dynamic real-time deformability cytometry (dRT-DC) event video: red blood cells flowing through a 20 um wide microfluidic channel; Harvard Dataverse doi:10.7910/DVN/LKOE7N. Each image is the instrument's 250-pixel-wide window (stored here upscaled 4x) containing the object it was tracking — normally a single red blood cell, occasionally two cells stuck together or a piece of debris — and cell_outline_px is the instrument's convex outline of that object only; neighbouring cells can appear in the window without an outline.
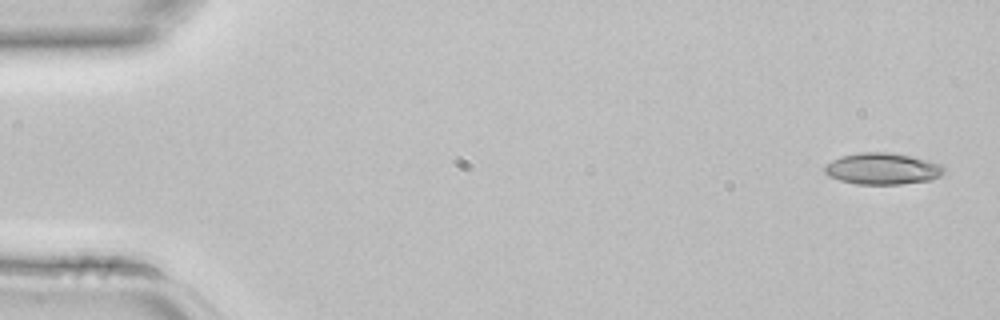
{"species": "common noctule bat (a hibernating species)", "species_latin": "Nyctalus noctula", "temperature_condition": "room temperature", "stored_images_in_passage": 4, "camera_frame_rate_fps": 3000, "um_per_image_px": 0.085, "animal": {"sex": "female", "body_mass_g": 22.7, "forearm_length_mm": 54.2}, "frame": {"image": 1, "passage_image": 1, "time_ms": 0.0, "image_size_px": [1000, 320], "cell_outline_px": [[944, 172], [940, 176], [932, 180], [900, 184], [856, 184], [840, 180], [828, 176], [824, 172], [824, 164], [840, 156], [856, 152], [888, 152], [912, 156], [928, 160], [940, 164], [944, 168]], "centroid_in_image_um": [74.98, 14.33], "position_along_channel_um": 10.0, "area_um2": 22.14}}
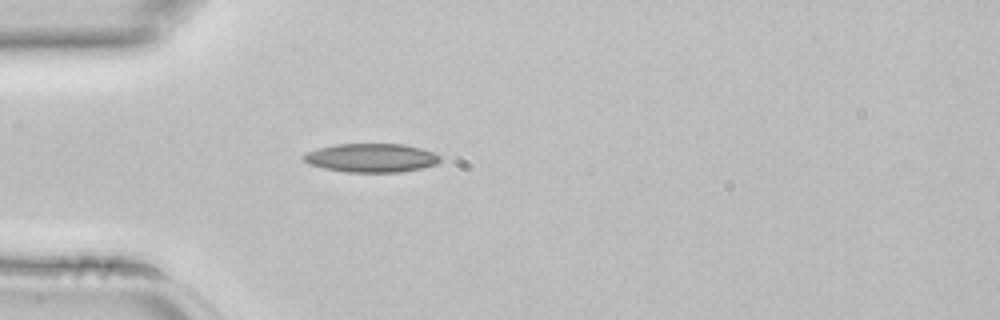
{"frame": {"image": 2, "passage_image": 4, "time_ms": 1.0, "image_size_px": [1000, 320], "cell_outline_px": [[440, 160], [436, 164], [420, 168], [400, 172], [348, 172], [324, 168], [308, 164], [304, 160], [304, 156], [308, 152], [320, 148], [336, 144], [404, 144], [420, 148], [432, 152], [440, 156]], "centroid_in_image_um": [31.57, 13.42], "position_along_channel_um": 53.4, "area_um2": 22.54}}